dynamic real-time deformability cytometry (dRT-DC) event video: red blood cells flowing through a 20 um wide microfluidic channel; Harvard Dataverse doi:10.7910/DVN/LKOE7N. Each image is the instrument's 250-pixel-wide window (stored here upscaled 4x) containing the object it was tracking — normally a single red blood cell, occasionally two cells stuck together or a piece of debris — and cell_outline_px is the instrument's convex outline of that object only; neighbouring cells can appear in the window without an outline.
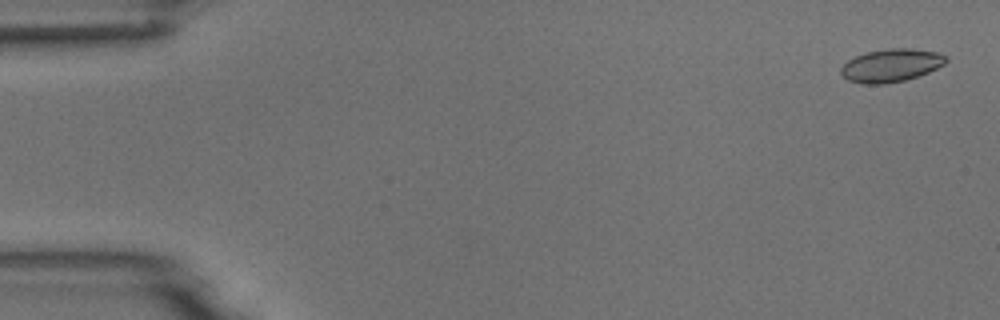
{"species": "common noctule bat (a hibernating species)", "species_latin": "Nyctalus noctula", "temperature_condition": "room temperature", "stored_images_in_passage": 52, "camera_frame_rate_fps": 3000, "um_per_image_px": 0.085, "animal": {"sex": "male", "body_mass_g": 18.8}, "frame": {"image": 1, "passage_image": 2, "time_ms": 0.333, "image_size_px": [1000, 320], "cell_outline_px": [[948, 60], [944, 64], [928, 72], [904, 80], [884, 84], [864, 84], [848, 80], [840, 72], [840, 68], [848, 60], [856, 56], [868, 52], [888, 48], [912, 48], [940, 52], [948, 56]], "centroid_in_image_um": [75.77, 5.54], "position_along_channel_um": 9.2, "area_um2": 20.17}}
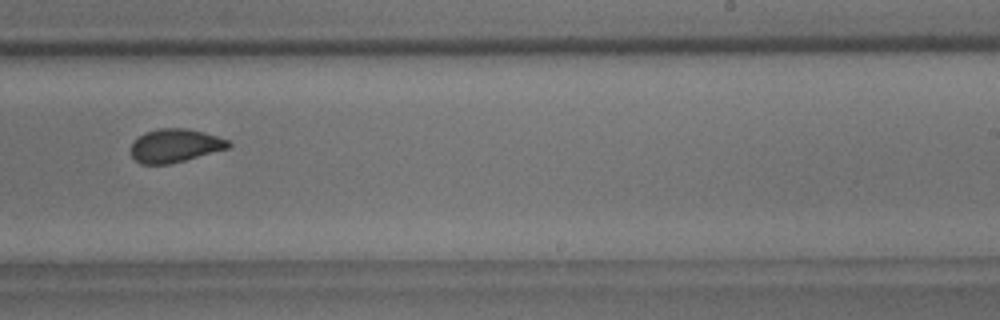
{"frame": {"image": 2, "passage_image": 34, "time_ms": 11.0, "image_size_px": [1000, 320], "cell_outline_px": [[232, 144], [228, 148], [172, 164], [140, 164], [132, 156], [132, 144], [144, 132], [160, 128], [188, 128], [204, 132], [228, 140]], "centroid_in_image_um": [14.89, 12.38], "position_along_channel_um": 274.1, "area_um2": 18.9}}
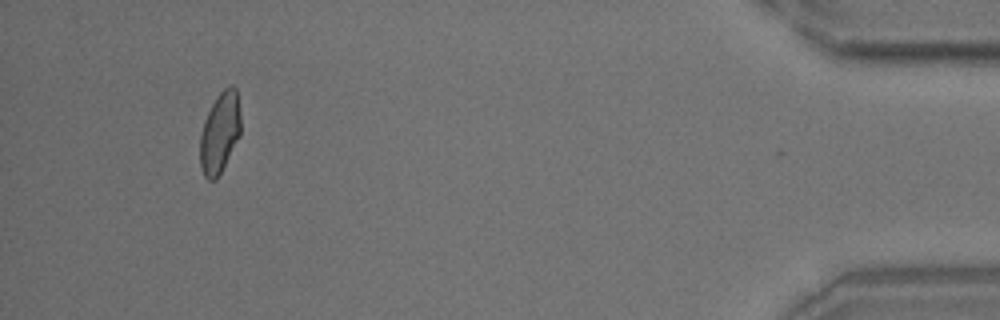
{"frame": {"image": 3, "passage_image": 51, "time_ms": 16.667, "image_size_px": [1000, 320], "cell_outline_px": [[240, 136], [216, 180], [208, 180], [204, 176], [200, 164], [200, 136], [204, 120], [216, 96], [224, 88], [232, 84], [236, 88], [240, 112]], "centroid_in_image_um": [18.68, 11.26], "position_along_channel_um": 416.5, "area_um2": 19.13}, "authors_computed_cell_mechanics": {"area_um2": 19.7098, "velocity_mm_per_s": 3.7239, "shape_relaxation_time_tau1_ms": 6.439, "shape_relaxation_time_tau2_ms": 0.9994, "deformation_change_tau1": 0.1282, "deformation_change_tau2": 0.0567}}